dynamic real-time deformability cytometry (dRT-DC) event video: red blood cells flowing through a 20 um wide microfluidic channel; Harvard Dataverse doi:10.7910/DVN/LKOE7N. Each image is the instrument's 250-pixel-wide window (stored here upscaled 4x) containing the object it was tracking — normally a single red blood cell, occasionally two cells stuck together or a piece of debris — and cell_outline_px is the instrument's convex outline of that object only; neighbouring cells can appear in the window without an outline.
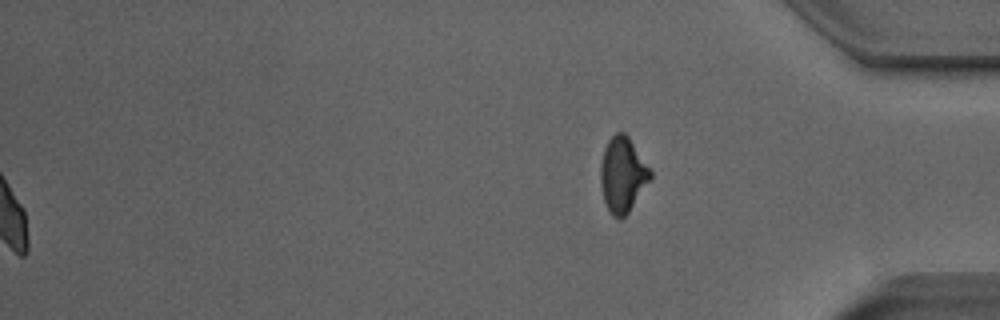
{"species": "Egyptian fruit bat (a non-hibernating species)", "species_latin": "Rousettus aegyptiacus", "temperature_condition": "room temperature", "stored_images_in_passage": 53, "segment_of_instrument_passage": [2, 2], "camera_frame_rate_fps": 3000, "um_per_image_px": 0.085, "animal": {"sex": "male"}, "frame": {"image": 1, "passage_image": 53, "time_ms": 17.333, "image_size_px": [1000, 320], "cell_outline_px": [[652, 176], [628, 212], [620, 220], [612, 216], [604, 200], [600, 184], [600, 168], [604, 148], [608, 140], [616, 132], [624, 132], [628, 136], [652, 172]], "centroid_in_image_um": [52.9, 14.84], "position_along_channel_um": 382.3, "area_um2": 21.5}}